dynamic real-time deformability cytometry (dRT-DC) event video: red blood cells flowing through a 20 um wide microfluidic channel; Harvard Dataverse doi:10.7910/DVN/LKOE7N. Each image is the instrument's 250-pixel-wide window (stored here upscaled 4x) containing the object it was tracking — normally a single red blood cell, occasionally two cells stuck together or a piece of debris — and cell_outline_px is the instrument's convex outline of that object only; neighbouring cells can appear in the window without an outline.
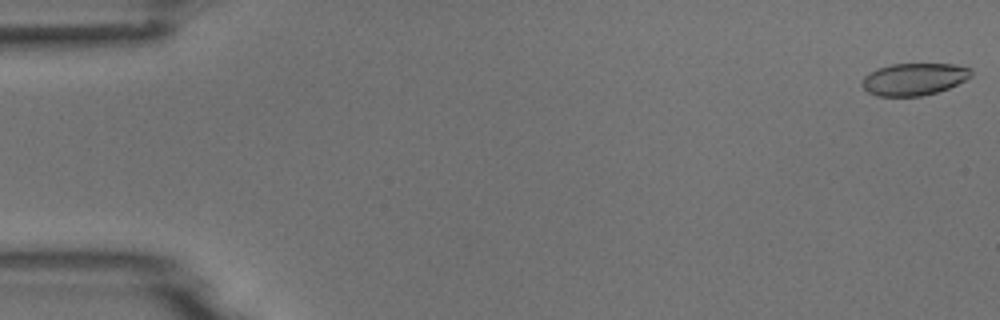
{"species": "common noctule bat (a hibernating species)", "species_latin": "Nyctalus noctula", "temperature_condition": "room temperature", "stored_images_in_passage": 6, "camera_frame_rate_fps": 3000, "um_per_image_px": 0.085, "animal": {"sex": "male", "body_mass_g": 18.8}, "frame": {"image": 1, "passage_image": 1, "time_ms": 0.0, "image_size_px": [1000, 320], "cell_outline_px": [[972, 76], [948, 88], [936, 92], [920, 96], [876, 96], [868, 92], [860, 84], [864, 76], [876, 68], [892, 64], [956, 64], [972, 68]], "centroid_in_image_um": [77.67, 6.72], "position_along_channel_um": 7.3, "area_um2": 20.52}}
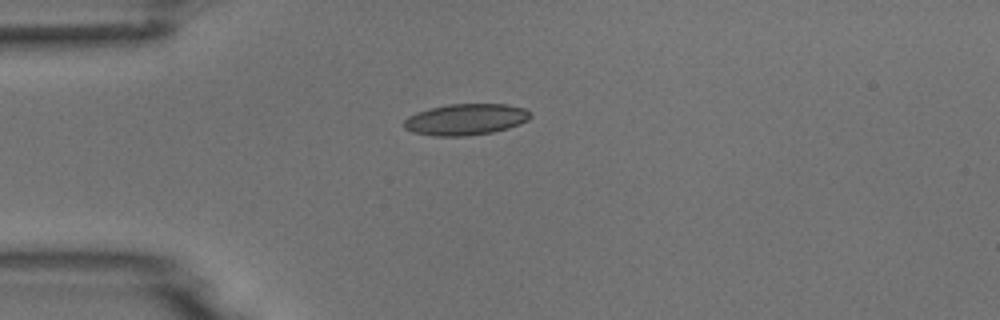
{"frame": {"image": 2, "passage_image": 5, "time_ms": 4.333, "image_size_px": [1000, 320], "cell_outline_px": [[532, 116], [528, 120], [520, 124], [508, 128], [492, 132], [464, 136], [436, 136], [412, 132], [404, 128], [404, 120], [408, 116], [416, 112], [448, 104], [504, 104], [524, 108], [532, 112]], "centroid_in_image_um": [39.6, 10.15], "position_along_channel_um": 45.4, "area_um2": 23.06}}
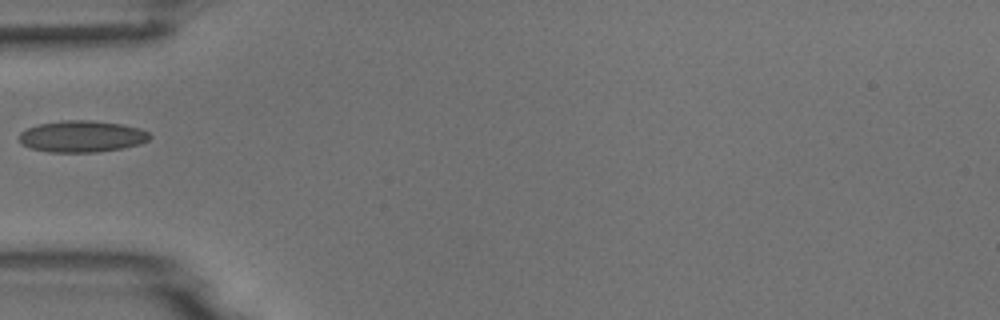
{"frame": {"image": 3, "passage_image": 6, "time_ms": 5.667, "image_size_px": [1000, 320], "cell_outline_px": [[152, 136], [148, 140], [140, 144], [124, 148], [96, 152], [48, 152], [32, 148], [24, 144], [20, 140], [20, 132], [28, 128], [40, 124], [64, 120], [88, 120], [120, 124], [140, 128], [148, 132]], "centroid_in_image_um": [7.0, 11.6], "position_along_channel_um": 78.0, "area_um2": 23.81}}